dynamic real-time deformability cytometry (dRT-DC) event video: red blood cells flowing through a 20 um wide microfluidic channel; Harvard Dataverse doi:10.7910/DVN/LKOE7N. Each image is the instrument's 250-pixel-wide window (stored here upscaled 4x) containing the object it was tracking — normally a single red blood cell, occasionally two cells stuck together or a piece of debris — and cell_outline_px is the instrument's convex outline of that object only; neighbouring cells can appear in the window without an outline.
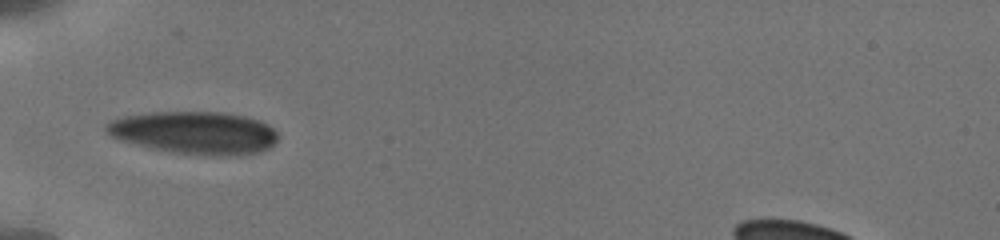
{"species": "human", "species_latin": "Homo sapiens", "temperature_condition": "cold", "stored_images_in_passage": 11, "camera_frame_rate_fps": 3000, "um_per_image_px": 0.085, "donor": {"sex": "male"}, "frame": {"image": 1, "passage_image": 7, "time_ms": 6.667, "image_size_px": [1000, 240], "cell_outline_px": [[280, 136], [268, 148], [260, 152], [240, 156], [204, 156], [172, 152], [152, 148], [120, 140], [112, 136], [104, 128], [104, 124], [112, 120], [124, 116], [152, 112], [224, 112], [244, 116], [260, 120], [268, 124]], "centroid_in_image_um": [16.58, 11.29], "position_along_channel_um": 68.4, "area_um2": 42.95}}
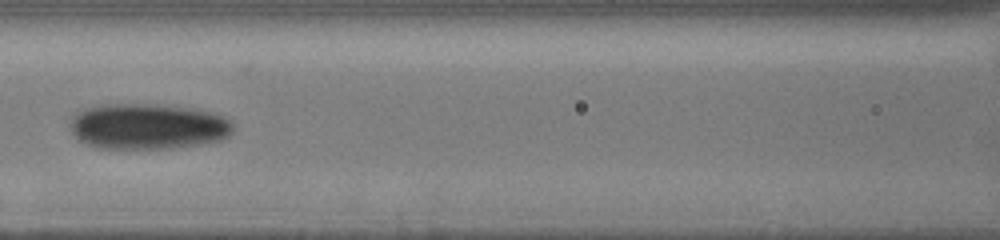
{"frame": {"image": 2, "passage_image": 10, "time_ms": 9.0, "image_size_px": [1000, 240], "cell_outline_px": [[232, 132], [228, 136], [220, 140], [200, 144], [172, 148], [96, 148], [84, 144], [76, 140], [68, 124], [72, 116], [76, 112], [84, 108], [100, 104], [160, 104], [196, 108], [232, 120]], "centroid_in_image_um": [12.49, 10.74], "position_along_channel_um": 154.1, "area_um2": 43.99}}